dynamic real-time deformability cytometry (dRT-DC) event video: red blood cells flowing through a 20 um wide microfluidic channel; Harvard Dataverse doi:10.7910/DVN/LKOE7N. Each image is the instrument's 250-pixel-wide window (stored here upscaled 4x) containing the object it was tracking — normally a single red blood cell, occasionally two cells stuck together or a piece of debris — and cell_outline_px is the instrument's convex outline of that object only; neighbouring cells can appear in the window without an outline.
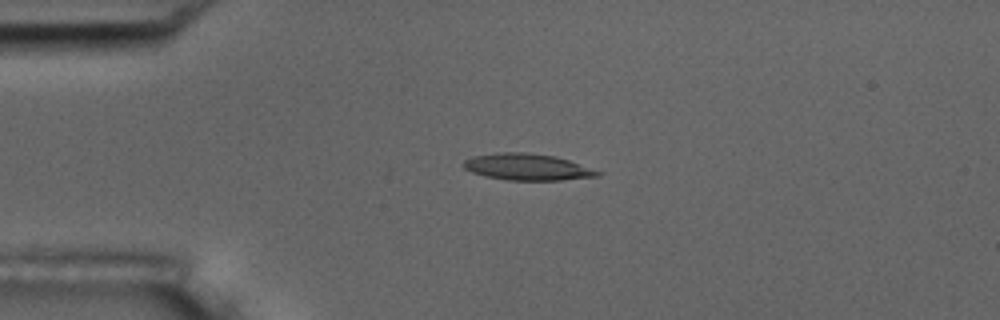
{"species": "common noctule bat (a hibernating species)", "species_latin": "Nyctalus noctula", "temperature_condition": "room temperature", "stored_images_in_passage": 2, "camera_frame_rate_fps": 3000, "um_per_image_px": 0.085, "animal": {"sex": "male", "body_mass_g": 17.5, "forearm_length_mm": 52.3}, "frame": {"image": 1, "passage_image": 1, "time_ms": 0.0, "image_size_px": [1000, 320], "cell_outline_px": [[604, 172], [600, 176], [564, 180], [504, 180], [484, 176], [472, 172], [464, 168], [464, 160], [472, 156], [496, 152], [524, 152], [556, 156]], "centroid_in_image_um": [44.83, 14.19], "position_along_channel_um": 40.2, "area_um2": 20.92}}